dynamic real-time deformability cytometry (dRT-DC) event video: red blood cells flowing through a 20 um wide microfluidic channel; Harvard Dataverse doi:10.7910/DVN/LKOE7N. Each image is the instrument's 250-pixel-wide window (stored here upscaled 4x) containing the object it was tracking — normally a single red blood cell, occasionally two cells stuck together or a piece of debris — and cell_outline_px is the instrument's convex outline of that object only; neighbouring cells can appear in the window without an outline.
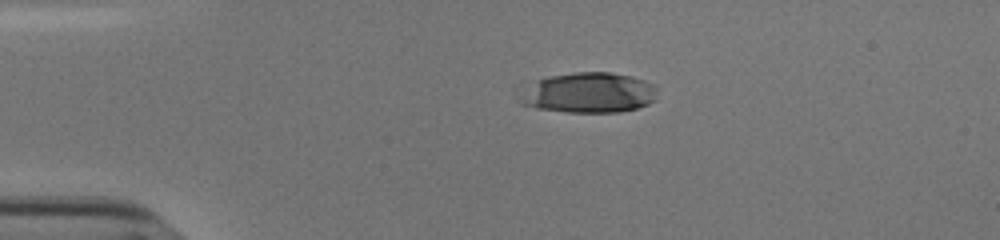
{"species": "human", "species_latin": "Homo sapiens", "temperature_condition": "cold", "stored_images_in_passage": 23, "camera_frame_rate_fps": 3000, "um_per_image_px": 0.085, "donor": {"sex": "male"}, "frame": {"image": 1, "passage_image": 1, "time_ms": 0.0, "image_size_px": [1000, 240], "cell_outline_px": [[656, 100], [648, 104], [636, 108], [620, 112], [564, 112], [536, 108], [520, 104], [520, 96], [540, 80], [548, 76], [576, 72], [612, 72], [632, 76], [644, 80], [652, 84], [656, 88]], "centroid_in_image_um": [50.12, 7.89], "position_along_channel_um": 34.9, "area_um2": 32.02}}
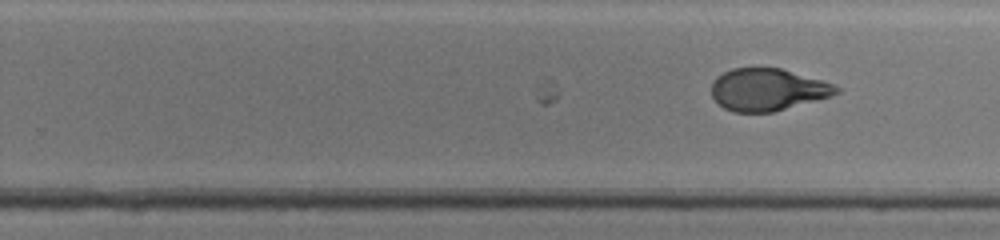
{"frame": {"image": 2, "passage_image": 23, "time_ms": 7.333, "image_size_px": [1000, 240], "cell_outline_px": [[840, 92], [832, 96], [772, 112], [732, 112], [724, 108], [712, 96], [712, 80], [716, 76], [732, 68], [780, 68], [820, 80], [832, 84], [840, 88]], "centroid_in_image_um": [65.22, 7.62], "position_along_channel_um": 264.6, "area_um2": 30.46}}